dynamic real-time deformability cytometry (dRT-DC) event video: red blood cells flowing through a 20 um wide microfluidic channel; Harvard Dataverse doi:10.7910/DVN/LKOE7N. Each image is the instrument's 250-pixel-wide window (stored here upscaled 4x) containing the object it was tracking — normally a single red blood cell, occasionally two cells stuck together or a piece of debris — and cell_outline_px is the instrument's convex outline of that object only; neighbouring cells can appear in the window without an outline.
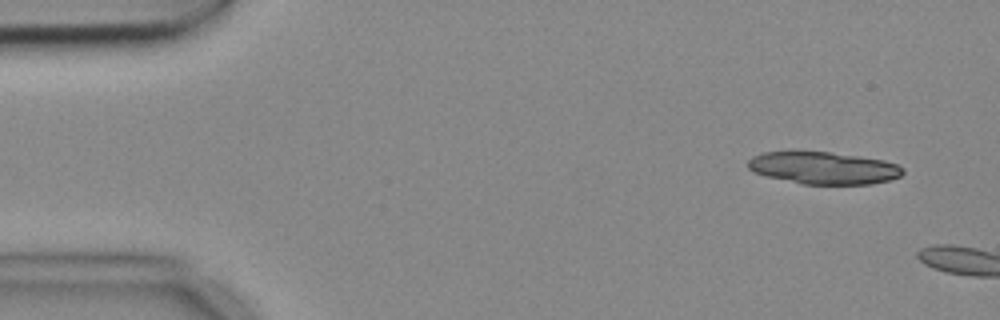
{"species": "common noctule bat (a hibernating species)", "species_latin": "Nyctalus noctula", "temperature_condition": "cold", "stored_images_in_passage": 3, "camera_frame_rate_fps": 3000, "um_per_image_px": 0.085, "animal": {"sex": "female", "body_mass_g": 18.4}, "frame": {"image": 1, "passage_image": 1, "time_ms": 0.0, "image_size_px": [1000, 320], "cell_outline_px": [[904, 172], [900, 176], [888, 180], [872, 184], [804, 184], [768, 176], [752, 172], [748, 168], [748, 160], [752, 156], [764, 152], [796, 148], [828, 152], [884, 160], [896, 164], [904, 168]], "centroid_in_image_um": [69.93, 14.23], "position_along_channel_um": 15.1, "area_um2": 29.71}}